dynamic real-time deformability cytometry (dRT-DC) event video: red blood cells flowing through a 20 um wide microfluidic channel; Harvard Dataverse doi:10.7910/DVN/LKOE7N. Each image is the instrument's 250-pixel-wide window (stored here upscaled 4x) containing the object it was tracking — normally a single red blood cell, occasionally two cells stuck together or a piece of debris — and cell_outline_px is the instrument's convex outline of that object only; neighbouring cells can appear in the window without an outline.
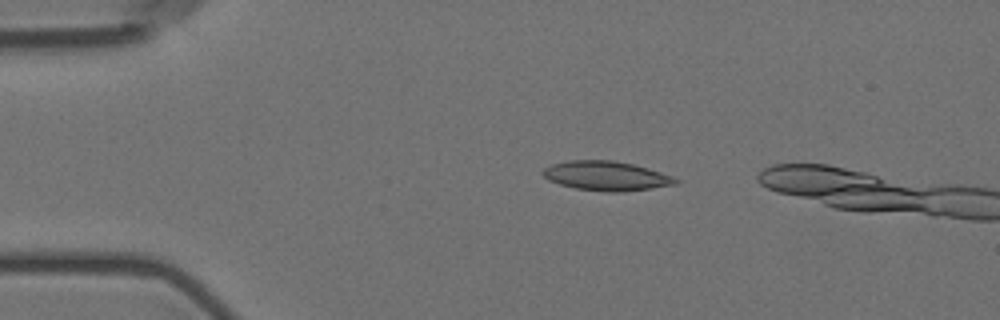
{"species": "Egyptian fruit bat (a non-hibernating species)", "species_latin": "Rousettus aegyptiacus", "temperature_condition": "room temperature", "stored_images_in_passage": 13, "camera_frame_rate_fps": 3000, "um_per_image_px": 0.085, "animal": {"sex": "female"}, "frame": {"image": 1, "passage_image": 10, "time_ms": 3.0, "image_size_px": [1000, 320], "cell_outline_px": [[680, 184], [652, 188], [620, 192], [608, 192], [576, 188], [560, 184], [548, 180], [540, 172], [544, 168], [552, 164], [568, 160], [612, 160], [632, 164], [648, 168], [660, 172], [680, 180]], "centroid_in_image_um": [51.53, 14.95], "position_along_channel_um": 33.5, "area_um2": 22.72}}